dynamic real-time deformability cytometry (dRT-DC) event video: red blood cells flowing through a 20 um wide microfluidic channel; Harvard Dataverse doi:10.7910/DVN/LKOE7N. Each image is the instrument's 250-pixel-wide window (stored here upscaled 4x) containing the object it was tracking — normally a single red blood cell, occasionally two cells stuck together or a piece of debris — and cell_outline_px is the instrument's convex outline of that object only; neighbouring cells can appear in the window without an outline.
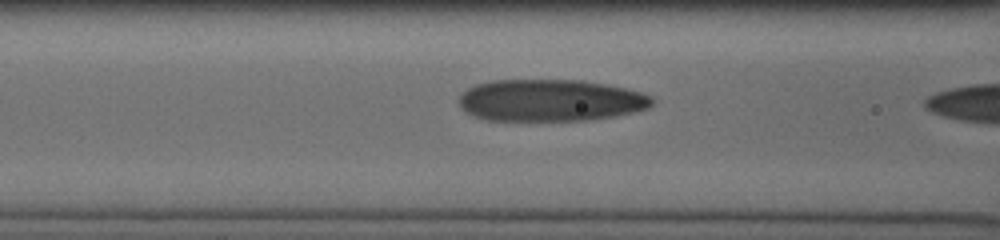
{"species": "human", "species_latin": "Homo sapiens", "temperature_condition": "cold", "stored_images_in_passage": 21, "camera_frame_rate_fps": 3000, "um_per_image_px": 0.085, "donor": {"sex": "male"}, "frame": {"image": 1, "passage_image": 20, "time_ms": 6.333, "image_size_px": [1000, 240], "cell_outline_px": [[652, 104], [648, 108], [616, 116], [588, 120], [484, 120], [464, 112], [460, 108], [460, 96], [468, 88], [476, 84], [492, 80], [580, 80], [604, 84], [624, 88], [640, 92], [652, 96]], "centroid_in_image_um": [46.75, 8.53], "position_along_channel_um": 119.8, "area_um2": 47.11}}